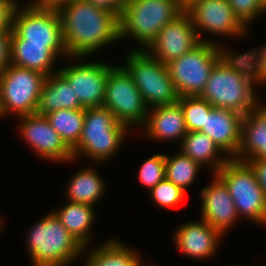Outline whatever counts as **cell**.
<instances>
[{
  "label": "cell",
  "mask_w": 266,
  "mask_h": 266,
  "mask_svg": "<svg viewBox=\"0 0 266 266\" xmlns=\"http://www.w3.org/2000/svg\"><path fill=\"white\" fill-rule=\"evenodd\" d=\"M229 266H231V265H229ZM232 266H241V265H240V264H239V265H238V264H234V265L232 264ZM242 266H243V265H242Z\"/></svg>",
  "instance_id": "44"
},
{
  "label": "cell",
  "mask_w": 266,
  "mask_h": 266,
  "mask_svg": "<svg viewBox=\"0 0 266 266\" xmlns=\"http://www.w3.org/2000/svg\"><path fill=\"white\" fill-rule=\"evenodd\" d=\"M254 67L247 52L229 50L213 67L200 97L214 108L241 115L261 101L256 93Z\"/></svg>",
  "instance_id": "2"
},
{
  "label": "cell",
  "mask_w": 266,
  "mask_h": 266,
  "mask_svg": "<svg viewBox=\"0 0 266 266\" xmlns=\"http://www.w3.org/2000/svg\"><path fill=\"white\" fill-rule=\"evenodd\" d=\"M165 162V178L184 191L194 185L201 168L203 169L197 162L180 151L170 156L165 154Z\"/></svg>",
  "instance_id": "28"
},
{
  "label": "cell",
  "mask_w": 266,
  "mask_h": 266,
  "mask_svg": "<svg viewBox=\"0 0 266 266\" xmlns=\"http://www.w3.org/2000/svg\"><path fill=\"white\" fill-rule=\"evenodd\" d=\"M7 1L9 3H11L15 8H18V7L25 6V5L29 4V1L27 3H24L23 5H21L22 3L18 2V0H7Z\"/></svg>",
  "instance_id": "40"
},
{
  "label": "cell",
  "mask_w": 266,
  "mask_h": 266,
  "mask_svg": "<svg viewBox=\"0 0 266 266\" xmlns=\"http://www.w3.org/2000/svg\"><path fill=\"white\" fill-rule=\"evenodd\" d=\"M50 125L72 149L81 137L85 109H60L45 115Z\"/></svg>",
  "instance_id": "27"
},
{
  "label": "cell",
  "mask_w": 266,
  "mask_h": 266,
  "mask_svg": "<svg viewBox=\"0 0 266 266\" xmlns=\"http://www.w3.org/2000/svg\"><path fill=\"white\" fill-rule=\"evenodd\" d=\"M184 11L190 16L201 42L216 43L203 32L222 38H242L250 31L235 16L228 0H196Z\"/></svg>",
  "instance_id": "11"
},
{
  "label": "cell",
  "mask_w": 266,
  "mask_h": 266,
  "mask_svg": "<svg viewBox=\"0 0 266 266\" xmlns=\"http://www.w3.org/2000/svg\"><path fill=\"white\" fill-rule=\"evenodd\" d=\"M229 51L220 43L201 42L192 51L167 64L179 95L200 96L214 65Z\"/></svg>",
  "instance_id": "8"
},
{
  "label": "cell",
  "mask_w": 266,
  "mask_h": 266,
  "mask_svg": "<svg viewBox=\"0 0 266 266\" xmlns=\"http://www.w3.org/2000/svg\"><path fill=\"white\" fill-rule=\"evenodd\" d=\"M17 131L31 150L42 159L61 163L74 162L72 149L50 125L45 115L33 113L18 117Z\"/></svg>",
  "instance_id": "14"
},
{
  "label": "cell",
  "mask_w": 266,
  "mask_h": 266,
  "mask_svg": "<svg viewBox=\"0 0 266 266\" xmlns=\"http://www.w3.org/2000/svg\"><path fill=\"white\" fill-rule=\"evenodd\" d=\"M184 9L177 0H129L119 18V40L134 38V50H146L160 30Z\"/></svg>",
  "instance_id": "5"
},
{
  "label": "cell",
  "mask_w": 266,
  "mask_h": 266,
  "mask_svg": "<svg viewBox=\"0 0 266 266\" xmlns=\"http://www.w3.org/2000/svg\"><path fill=\"white\" fill-rule=\"evenodd\" d=\"M15 7L7 0H0V32L12 29V15Z\"/></svg>",
  "instance_id": "35"
},
{
  "label": "cell",
  "mask_w": 266,
  "mask_h": 266,
  "mask_svg": "<svg viewBox=\"0 0 266 266\" xmlns=\"http://www.w3.org/2000/svg\"><path fill=\"white\" fill-rule=\"evenodd\" d=\"M103 107L111 110L118 122L129 129L137 127L141 130L146 123L149 108L133 78L121 64L114 65L108 72Z\"/></svg>",
  "instance_id": "10"
},
{
  "label": "cell",
  "mask_w": 266,
  "mask_h": 266,
  "mask_svg": "<svg viewBox=\"0 0 266 266\" xmlns=\"http://www.w3.org/2000/svg\"><path fill=\"white\" fill-rule=\"evenodd\" d=\"M45 78L46 75L37 70L12 64L1 71L0 109L3 117L36 113Z\"/></svg>",
  "instance_id": "9"
},
{
  "label": "cell",
  "mask_w": 266,
  "mask_h": 266,
  "mask_svg": "<svg viewBox=\"0 0 266 266\" xmlns=\"http://www.w3.org/2000/svg\"><path fill=\"white\" fill-rule=\"evenodd\" d=\"M26 233L32 266H70L82 258L84 247L50 210Z\"/></svg>",
  "instance_id": "3"
},
{
  "label": "cell",
  "mask_w": 266,
  "mask_h": 266,
  "mask_svg": "<svg viewBox=\"0 0 266 266\" xmlns=\"http://www.w3.org/2000/svg\"><path fill=\"white\" fill-rule=\"evenodd\" d=\"M11 36L12 29L0 32V72L7 68L11 62Z\"/></svg>",
  "instance_id": "34"
},
{
  "label": "cell",
  "mask_w": 266,
  "mask_h": 266,
  "mask_svg": "<svg viewBox=\"0 0 266 266\" xmlns=\"http://www.w3.org/2000/svg\"><path fill=\"white\" fill-rule=\"evenodd\" d=\"M178 102L181 105L188 132L200 131L205 126L206 115L214 108L200 96H182Z\"/></svg>",
  "instance_id": "29"
},
{
  "label": "cell",
  "mask_w": 266,
  "mask_h": 266,
  "mask_svg": "<svg viewBox=\"0 0 266 266\" xmlns=\"http://www.w3.org/2000/svg\"><path fill=\"white\" fill-rule=\"evenodd\" d=\"M88 166L78 169L66 183V201L94 206L104 197L106 184L98 171ZM97 171V172H96Z\"/></svg>",
  "instance_id": "25"
},
{
  "label": "cell",
  "mask_w": 266,
  "mask_h": 266,
  "mask_svg": "<svg viewBox=\"0 0 266 266\" xmlns=\"http://www.w3.org/2000/svg\"><path fill=\"white\" fill-rule=\"evenodd\" d=\"M216 175L227 186L239 218L266 227V195L251 165L229 159Z\"/></svg>",
  "instance_id": "6"
},
{
  "label": "cell",
  "mask_w": 266,
  "mask_h": 266,
  "mask_svg": "<svg viewBox=\"0 0 266 266\" xmlns=\"http://www.w3.org/2000/svg\"><path fill=\"white\" fill-rule=\"evenodd\" d=\"M248 163L254 169L257 180L266 195V160H250Z\"/></svg>",
  "instance_id": "37"
},
{
  "label": "cell",
  "mask_w": 266,
  "mask_h": 266,
  "mask_svg": "<svg viewBox=\"0 0 266 266\" xmlns=\"http://www.w3.org/2000/svg\"><path fill=\"white\" fill-rule=\"evenodd\" d=\"M60 109H85L81 106L73 87L59 73L46 76L36 113L46 115Z\"/></svg>",
  "instance_id": "24"
},
{
  "label": "cell",
  "mask_w": 266,
  "mask_h": 266,
  "mask_svg": "<svg viewBox=\"0 0 266 266\" xmlns=\"http://www.w3.org/2000/svg\"><path fill=\"white\" fill-rule=\"evenodd\" d=\"M131 130L119 123L113 112L103 106L85 108L81 137L72 148L74 161L85 157L95 165L109 162L121 150Z\"/></svg>",
  "instance_id": "4"
},
{
  "label": "cell",
  "mask_w": 266,
  "mask_h": 266,
  "mask_svg": "<svg viewBox=\"0 0 266 266\" xmlns=\"http://www.w3.org/2000/svg\"><path fill=\"white\" fill-rule=\"evenodd\" d=\"M86 253V254H85ZM84 254V255H83ZM82 256L83 266H144L140 252L131 248L119 238L108 239L106 242L85 247Z\"/></svg>",
  "instance_id": "22"
},
{
  "label": "cell",
  "mask_w": 266,
  "mask_h": 266,
  "mask_svg": "<svg viewBox=\"0 0 266 266\" xmlns=\"http://www.w3.org/2000/svg\"><path fill=\"white\" fill-rule=\"evenodd\" d=\"M71 0H31L29 4L37 7L56 8L62 3H66Z\"/></svg>",
  "instance_id": "38"
},
{
  "label": "cell",
  "mask_w": 266,
  "mask_h": 266,
  "mask_svg": "<svg viewBox=\"0 0 266 266\" xmlns=\"http://www.w3.org/2000/svg\"><path fill=\"white\" fill-rule=\"evenodd\" d=\"M126 55L122 66L133 78L149 109L178 101L179 95L167 65L154 58L147 50L131 49Z\"/></svg>",
  "instance_id": "7"
},
{
  "label": "cell",
  "mask_w": 266,
  "mask_h": 266,
  "mask_svg": "<svg viewBox=\"0 0 266 266\" xmlns=\"http://www.w3.org/2000/svg\"><path fill=\"white\" fill-rule=\"evenodd\" d=\"M2 219H3V218L0 217V232H1V230H2L3 222H4V220H2Z\"/></svg>",
  "instance_id": "42"
},
{
  "label": "cell",
  "mask_w": 266,
  "mask_h": 266,
  "mask_svg": "<svg viewBox=\"0 0 266 266\" xmlns=\"http://www.w3.org/2000/svg\"><path fill=\"white\" fill-rule=\"evenodd\" d=\"M68 59L73 60L72 63L61 65L58 72L73 87L81 106L83 108L102 107L108 72L114 66L102 60L86 61V57H68Z\"/></svg>",
  "instance_id": "12"
},
{
  "label": "cell",
  "mask_w": 266,
  "mask_h": 266,
  "mask_svg": "<svg viewBox=\"0 0 266 266\" xmlns=\"http://www.w3.org/2000/svg\"><path fill=\"white\" fill-rule=\"evenodd\" d=\"M243 115L233 111L213 108L207 115L200 132L211 138L230 158H236L241 142Z\"/></svg>",
  "instance_id": "19"
},
{
  "label": "cell",
  "mask_w": 266,
  "mask_h": 266,
  "mask_svg": "<svg viewBox=\"0 0 266 266\" xmlns=\"http://www.w3.org/2000/svg\"><path fill=\"white\" fill-rule=\"evenodd\" d=\"M68 57L91 56L119 40V18L84 0H71L56 7Z\"/></svg>",
  "instance_id": "1"
},
{
  "label": "cell",
  "mask_w": 266,
  "mask_h": 266,
  "mask_svg": "<svg viewBox=\"0 0 266 266\" xmlns=\"http://www.w3.org/2000/svg\"><path fill=\"white\" fill-rule=\"evenodd\" d=\"M180 152L197 162L204 169L210 166V171L216 174L230 159L207 135L200 131H190L179 143Z\"/></svg>",
  "instance_id": "23"
},
{
  "label": "cell",
  "mask_w": 266,
  "mask_h": 266,
  "mask_svg": "<svg viewBox=\"0 0 266 266\" xmlns=\"http://www.w3.org/2000/svg\"><path fill=\"white\" fill-rule=\"evenodd\" d=\"M11 39H26V43L36 44H64L56 8L31 4L15 8Z\"/></svg>",
  "instance_id": "13"
},
{
  "label": "cell",
  "mask_w": 266,
  "mask_h": 266,
  "mask_svg": "<svg viewBox=\"0 0 266 266\" xmlns=\"http://www.w3.org/2000/svg\"><path fill=\"white\" fill-rule=\"evenodd\" d=\"M200 43L190 16L183 11L160 30L156 40L146 50L154 58L167 65L192 51Z\"/></svg>",
  "instance_id": "15"
},
{
  "label": "cell",
  "mask_w": 266,
  "mask_h": 266,
  "mask_svg": "<svg viewBox=\"0 0 266 266\" xmlns=\"http://www.w3.org/2000/svg\"><path fill=\"white\" fill-rule=\"evenodd\" d=\"M175 230L171 239L175 248L184 256L201 261L214 257L224 238L220 231L201 219L182 223Z\"/></svg>",
  "instance_id": "17"
},
{
  "label": "cell",
  "mask_w": 266,
  "mask_h": 266,
  "mask_svg": "<svg viewBox=\"0 0 266 266\" xmlns=\"http://www.w3.org/2000/svg\"><path fill=\"white\" fill-rule=\"evenodd\" d=\"M150 200L160 209L174 208L184 202L186 192L166 178L149 190Z\"/></svg>",
  "instance_id": "30"
},
{
  "label": "cell",
  "mask_w": 266,
  "mask_h": 266,
  "mask_svg": "<svg viewBox=\"0 0 266 266\" xmlns=\"http://www.w3.org/2000/svg\"><path fill=\"white\" fill-rule=\"evenodd\" d=\"M251 58L257 87L266 85V44L246 51Z\"/></svg>",
  "instance_id": "33"
},
{
  "label": "cell",
  "mask_w": 266,
  "mask_h": 266,
  "mask_svg": "<svg viewBox=\"0 0 266 266\" xmlns=\"http://www.w3.org/2000/svg\"><path fill=\"white\" fill-rule=\"evenodd\" d=\"M165 154L156 153L140 165L138 171L139 182L149 190L165 179Z\"/></svg>",
  "instance_id": "31"
},
{
  "label": "cell",
  "mask_w": 266,
  "mask_h": 266,
  "mask_svg": "<svg viewBox=\"0 0 266 266\" xmlns=\"http://www.w3.org/2000/svg\"><path fill=\"white\" fill-rule=\"evenodd\" d=\"M210 185L201 188V220L206 221L224 237L233 225L240 220L230 192L224 182L216 175L210 177Z\"/></svg>",
  "instance_id": "16"
},
{
  "label": "cell",
  "mask_w": 266,
  "mask_h": 266,
  "mask_svg": "<svg viewBox=\"0 0 266 266\" xmlns=\"http://www.w3.org/2000/svg\"><path fill=\"white\" fill-rule=\"evenodd\" d=\"M239 161L266 160V104L261 102L242 119Z\"/></svg>",
  "instance_id": "21"
},
{
  "label": "cell",
  "mask_w": 266,
  "mask_h": 266,
  "mask_svg": "<svg viewBox=\"0 0 266 266\" xmlns=\"http://www.w3.org/2000/svg\"><path fill=\"white\" fill-rule=\"evenodd\" d=\"M141 133L149 140L160 142L181 141L187 134L184 114L180 103L162 105L150 108L145 125L141 128Z\"/></svg>",
  "instance_id": "20"
},
{
  "label": "cell",
  "mask_w": 266,
  "mask_h": 266,
  "mask_svg": "<svg viewBox=\"0 0 266 266\" xmlns=\"http://www.w3.org/2000/svg\"><path fill=\"white\" fill-rule=\"evenodd\" d=\"M261 7L263 14L266 13V0H261Z\"/></svg>",
  "instance_id": "41"
},
{
  "label": "cell",
  "mask_w": 266,
  "mask_h": 266,
  "mask_svg": "<svg viewBox=\"0 0 266 266\" xmlns=\"http://www.w3.org/2000/svg\"><path fill=\"white\" fill-rule=\"evenodd\" d=\"M196 0H177L178 4L185 10L190 4Z\"/></svg>",
  "instance_id": "39"
},
{
  "label": "cell",
  "mask_w": 266,
  "mask_h": 266,
  "mask_svg": "<svg viewBox=\"0 0 266 266\" xmlns=\"http://www.w3.org/2000/svg\"><path fill=\"white\" fill-rule=\"evenodd\" d=\"M1 118H3V115H2V113H1V109H0V119H1Z\"/></svg>",
  "instance_id": "43"
},
{
  "label": "cell",
  "mask_w": 266,
  "mask_h": 266,
  "mask_svg": "<svg viewBox=\"0 0 266 266\" xmlns=\"http://www.w3.org/2000/svg\"><path fill=\"white\" fill-rule=\"evenodd\" d=\"M235 16L249 30L250 24L262 16L261 0H228Z\"/></svg>",
  "instance_id": "32"
},
{
  "label": "cell",
  "mask_w": 266,
  "mask_h": 266,
  "mask_svg": "<svg viewBox=\"0 0 266 266\" xmlns=\"http://www.w3.org/2000/svg\"><path fill=\"white\" fill-rule=\"evenodd\" d=\"M88 3L95 5L96 7H101L114 13L118 18H120L123 13L126 1L125 0H84Z\"/></svg>",
  "instance_id": "36"
},
{
  "label": "cell",
  "mask_w": 266,
  "mask_h": 266,
  "mask_svg": "<svg viewBox=\"0 0 266 266\" xmlns=\"http://www.w3.org/2000/svg\"><path fill=\"white\" fill-rule=\"evenodd\" d=\"M66 58L64 44L26 43V39H11V62L17 67L37 70L46 76L58 72L56 62Z\"/></svg>",
  "instance_id": "18"
},
{
  "label": "cell",
  "mask_w": 266,
  "mask_h": 266,
  "mask_svg": "<svg viewBox=\"0 0 266 266\" xmlns=\"http://www.w3.org/2000/svg\"><path fill=\"white\" fill-rule=\"evenodd\" d=\"M95 210L94 206L88 204L67 201L64 206L51 211L68 232L85 248L91 246L92 227L96 218Z\"/></svg>",
  "instance_id": "26"
}]
</instances>
